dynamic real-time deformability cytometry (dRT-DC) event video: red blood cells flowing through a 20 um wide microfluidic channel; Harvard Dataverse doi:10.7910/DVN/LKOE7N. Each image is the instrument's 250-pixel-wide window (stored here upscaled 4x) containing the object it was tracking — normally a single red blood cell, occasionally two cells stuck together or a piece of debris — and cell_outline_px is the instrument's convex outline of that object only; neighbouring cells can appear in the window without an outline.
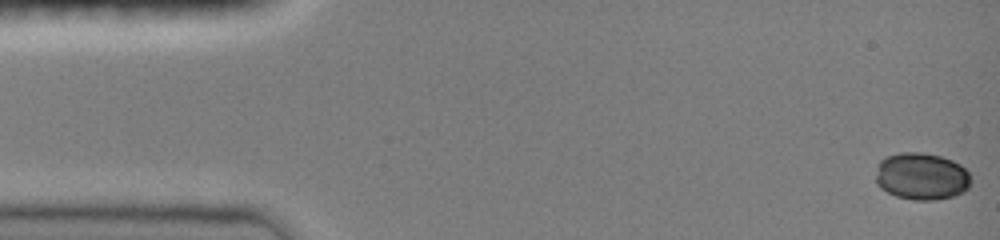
{"species": "common noctule bat (a hibernating species)", "species_latin": "Nyctalus noctula", "temperature_condition": "room temperature", "stored_images_in_passage": 27, "camera_frame_rate_fps": 3000, "um_per_image_px": 0.085, "animal": {"sex": "female", "body_mass_g": 19.0, "forearm_length_mm": 51.5}, "frame": {"image": 1, "passage_image": 1, "time_ms": 0.0, "image_size_px": [1000, 240], "cell_outline_px": [[968, 188], [964, 192], [952, 196], [932, 200], [916, 200], [896, 196], [880, 188], [876, 184], [876, 176], [880, 160], [884, 156], [900, 152], [920, 152], [940, 156], [952, 160], [960, 164], [968, 172]], "centroid_in_image_um": [78.3, 14.97], "position_along_channel_um": 6.7, "area_um2": 26.01}}
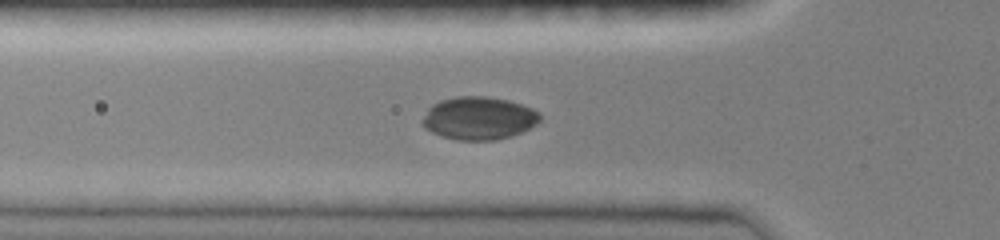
{"frame": {"image": 2, "passage_image": 16, "time_ms": 5.0, "image_size_px": [1000, 240], "cell_outline_px": [[540, 120], [536, 124], [520, 132], [496, 140], [456, 140], [432, 132], [424, 128], [420, 124], [420, 120], [428, 108], [432, 104], [440, 100], [456, 96], [488, 96], [508, 100], [532, 108], [540, 112]], "centroid_in_image_um": [40.65, 10.03], "position_along_channel_um": 85.1, "area_um2": 29.48}}
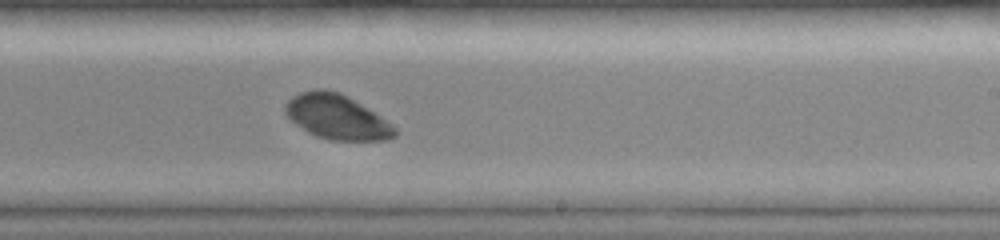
{"frame": {"image": 3, "passage_image": 27, "time_ms": 8.667, "image_size_px": [1000, 240], "cell_outline_px": [[396, 136], [384, 140], [328, 140], [316, 136], [308, 132], [296, 124], [284, 112], [284, 104], [292, 96], [300, 92], [316, 88], [324, 88], [340, 92], [348, 96], [380, 116], [392, 124], [396, 128]], "centroid_in_image_um": [28.6, 9.92], "position_along_channel_um": 260.4, "area_um2": 28.55}}